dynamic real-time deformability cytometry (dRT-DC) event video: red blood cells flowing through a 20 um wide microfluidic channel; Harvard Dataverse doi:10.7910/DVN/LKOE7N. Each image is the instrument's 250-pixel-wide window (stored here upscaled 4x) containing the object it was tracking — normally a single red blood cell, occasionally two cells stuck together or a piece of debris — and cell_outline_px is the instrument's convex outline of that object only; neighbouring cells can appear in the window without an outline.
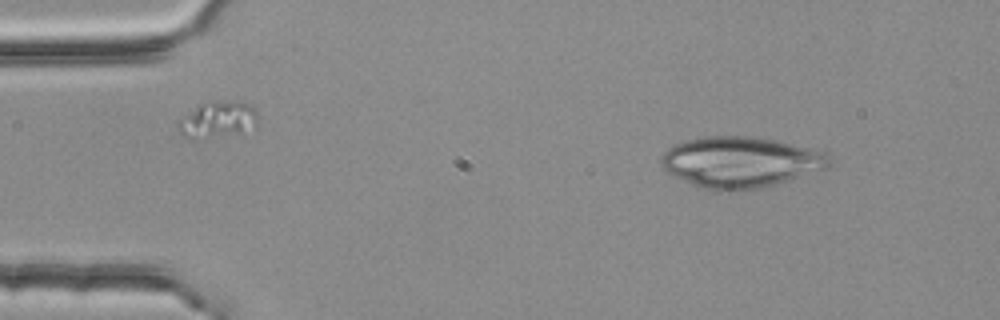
{"species": "common noctule bat (a hibernating species)", "species_latin": "Nyctalus noctula", "temperature_condition": "room temperature", "stored_images_in_passage": 3, "camera_frame_rate_fps": 3000, "um_per_image_px": 0.085, "animal": {"sex": "female", "body_mass_g": 25.1}, "frame": {"image": 1, "passage_image": 1, "time_ms": 0.0, "image_size_px": [1000, 320], "cell_outline_px": [[828, 168], [776, 184], [744, 192], [720, 192], [700, 188], [672, 176], [660, 164], [660, 156], [672, 144], [688, 140], [708, 136], [748, 136], [772, 140], [812, 148], [828, 152]], "centroid_in_image_um": [62.89, 13.81], "position_along_channel_um": 22.1, "area_um2": 50.34}}